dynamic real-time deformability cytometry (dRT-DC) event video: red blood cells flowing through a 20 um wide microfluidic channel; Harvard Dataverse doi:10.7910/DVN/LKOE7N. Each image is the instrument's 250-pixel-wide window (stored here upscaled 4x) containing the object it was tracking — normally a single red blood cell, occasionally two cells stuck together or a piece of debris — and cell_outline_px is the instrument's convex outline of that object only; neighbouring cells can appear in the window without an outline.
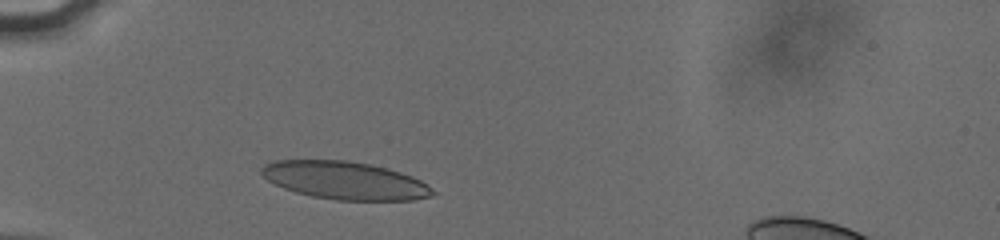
{"species": "human", "species_latin": "Homo sapiens", "temperature_condition": "cold", "stored_images_in_passage": 32, "camera_frame_rate_fps": 3000, "um_per_image_px": 0.085, "donor": {"sex": "male"}, "frame": {"image": 1, "passage_image": 1, "time_ms": 0.0, "image_size_px": [1000, 240], "cell_outline_px": [[436, 192], [432, 196], [412, 200], [336, 200], [312, 196], [296, 192], [284, 188], [268, 180], [260, 172], [260, 168], [264, 164], [276, 160], [344, 160], [368, 164], [400, 172], [412, 176], [420, 180], [432, 188]], "centroid_in_image_um": [29.31, 15.34], "position_along_channel_um": 55.7, "area_um2": 37.51}}
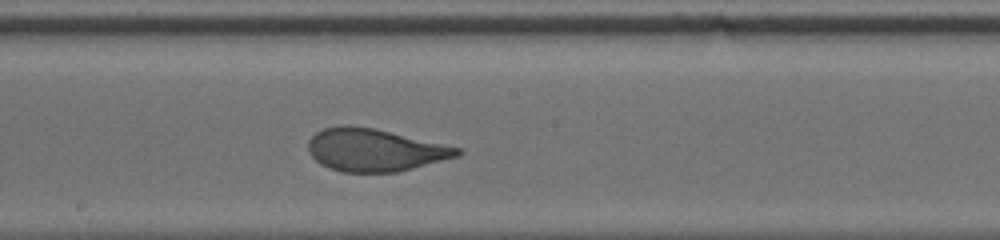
{"frame": {"image": 2, "passage_image": 15, "time_ms": 4.667, "image_size_px": [1000, 240], "cell_outline_px": [[460, 152], [456, 156], [412, 168], [396, 172], [340, 172], [328, 168], [320, 164], [308, 152], [308, 140], [316, 132], [324, 128], [344, 124], [348, 124], [376, 128], [460, 148]], "centroid_in_image_um": [31.76, 12.73], "position_along_channel_um": 216.4, "area_um2": 36.82}}
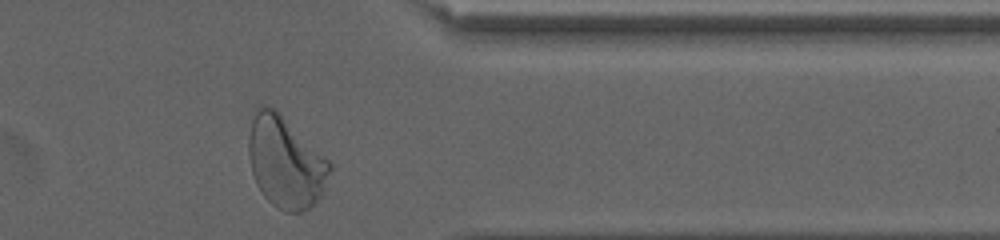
{"frame": {"image": 3, "passage_image": 29, "time_ms": 9.333, "image_size_px": [1000, 240], "cell_outline_px": [[332, 168], [324, 188], [320, 196], [308, 208], [300, 212], [284, 212], [276, 208], [264, 196], [256, 184], [252, 172], [248, 152], [248, 136], [256, 104], [264, 104], [276, 108], [332, 164]], "centroid_in_image_um": [24.23, 13.75], "position_along_channel_um": 387.2, "area_um2": 43.29}, "authors_computed_cell_mechanics": {"area_um2": 37.7145, "velocity_mm_per_s": 3.818, "shape_relaxation_time_tau1_ms": 3.7344, "shape_relaxation_time_tau2_ms": null, "deformation_change_tau1": 0.1673, "deformation_change_tau2": null}}